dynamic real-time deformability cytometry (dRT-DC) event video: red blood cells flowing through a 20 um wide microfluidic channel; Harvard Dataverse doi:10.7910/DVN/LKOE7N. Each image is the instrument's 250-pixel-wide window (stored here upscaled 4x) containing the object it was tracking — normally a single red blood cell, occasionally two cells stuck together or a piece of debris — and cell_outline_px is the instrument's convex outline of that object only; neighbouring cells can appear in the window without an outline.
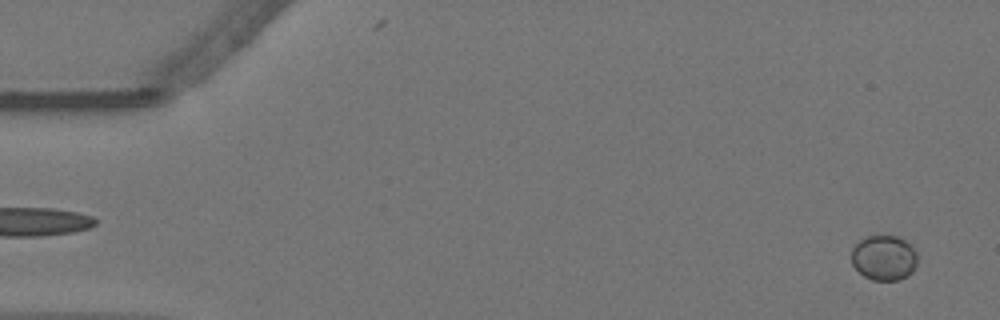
{"species": "Egyptian fruit bat (a non-hibernating species)", "species_latin": "Rousettus aegyptiacus", "temperature_condition": "warm", "stored_images_in_passage": 14, "camera_frame_rate_fps": 3000, "um_per_image_px": 0.085, "animal": {"sex": "female"}, "frame": {"image": 1, "passage_image": 1, "time_ms": 0.0, "image_size_px": [1000, 320], "cell_outline_px": [[916, 264], [912, 272], [908, 276], [900, 280], [872, 280], [864, 276], [852, 264], [852, 248], [860, 240], [868, 236], [896, 236], [912, 244], [916, 252]], "centroid_in_image_um": [75.15, 21.92], "position_along_channel_um": 9.8, "area_um2": 17.34}}
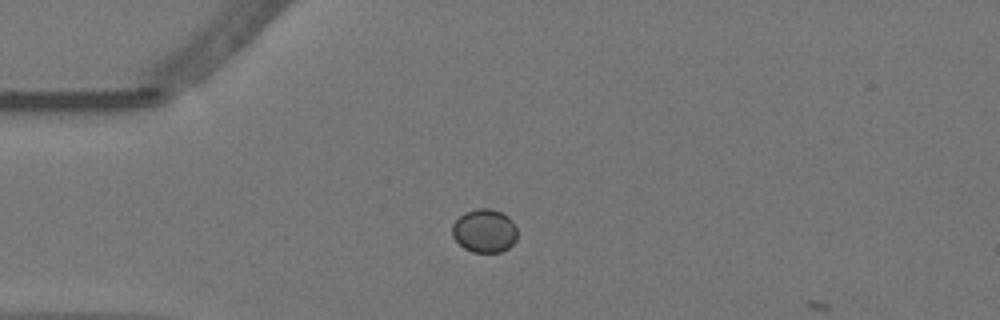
{"frame": {"image": 2, "passage_image": 13, "time_ms": 4.0, "image_size_px": [1000, 320], "cell_outline_px": [[516, 240], [508, 248], [500, 252], [472, 252], [464, 248], [452, 236], [452, 224], [464, 212], [480, 208], [492, 208], [508, 216], [512, 220], [516, 228]], "centroid_in_image_um": [41.17, 19.61], "position_along_channel_um": 43.8, "area_um2": 16.47}}